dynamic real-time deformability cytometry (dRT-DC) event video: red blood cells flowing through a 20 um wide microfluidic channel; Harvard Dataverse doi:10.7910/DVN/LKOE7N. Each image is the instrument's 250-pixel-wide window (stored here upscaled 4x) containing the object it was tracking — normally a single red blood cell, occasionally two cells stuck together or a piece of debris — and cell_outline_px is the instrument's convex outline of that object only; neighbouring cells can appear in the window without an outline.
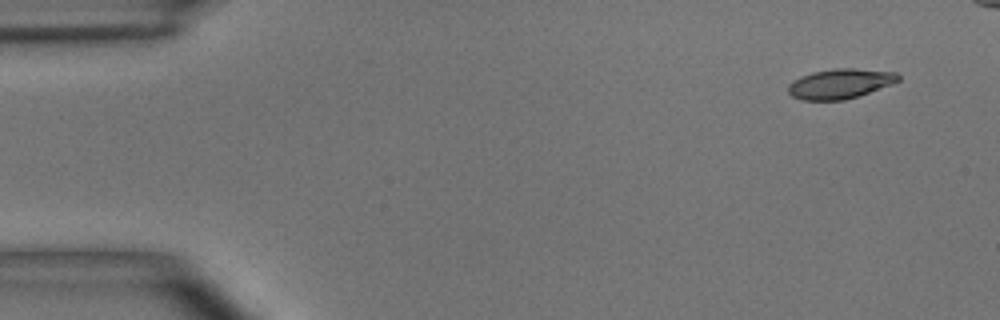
{"species": "common noctule bat (a hibernating species)", "species_latin": "Nyctalus noctula", "temperature_condition": "room temperature", "stored_images_in_passage": 2, "segment_of_instrument_passage": [2, 2], "camera_frame_rate_fps": 3000, "um_per_image_px": 0.085, "animal": {"sex": "male", "body_mass_g": 15.6}, "frame": {"image": 1, "passage_image": 2, "time_ms": 1.333, "image_size_px": [1000, 320], "cell_outline_px": [[900, 80], [892, 84], [860, 96], [844, 100], [800, 100], [792, 96], [788, 92], [788, 84], [792, 80], [800, 76], [812, 72], [832, 68], [852, 68], [896, 72], [900, 76]], "centroid_in_image_um": [71.39, 7.11], "position_along_channel_um": 13.6, "area_um2": 19.42}}